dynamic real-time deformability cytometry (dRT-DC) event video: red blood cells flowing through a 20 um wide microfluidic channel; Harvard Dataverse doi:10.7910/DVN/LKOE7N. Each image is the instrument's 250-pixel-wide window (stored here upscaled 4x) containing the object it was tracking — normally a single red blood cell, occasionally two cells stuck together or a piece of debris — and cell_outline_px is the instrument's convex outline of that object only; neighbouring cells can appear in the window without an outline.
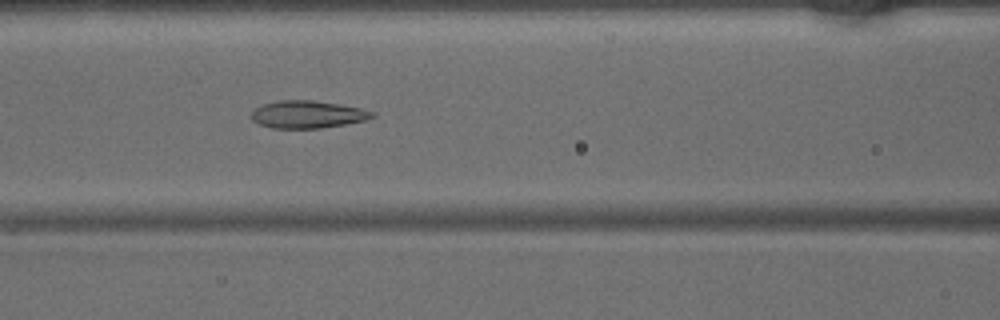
{"species": "common noctule bat (a hibernating species)", "species_latin": "Nyctalus noctula", "temperature_condition": "warm", "stored_images_in_passage": 35, "camera_frame_rate_fps": 3000, "um_per_image_px": 0.085, "animal": {"sex": "male", "body_mass_g": 15.6}, "frame": {"image": 1, "passage_image": 8, "time_ms": 2.333, "image_size_px": [1000, 320], "cell_outline_px": [[376, 116], [364, 120], [348, 124], [320, 128], [272, 128], [260, 124], [252, 120], [252, 112], [256, 108], [264, 104], [280, 100], [312, 100], [360, 108], [376, 112]], "centroid_in_image_um": [26.17, 9.73], "position_along_channel_um": 140.4, "area_um2": 19.19}}
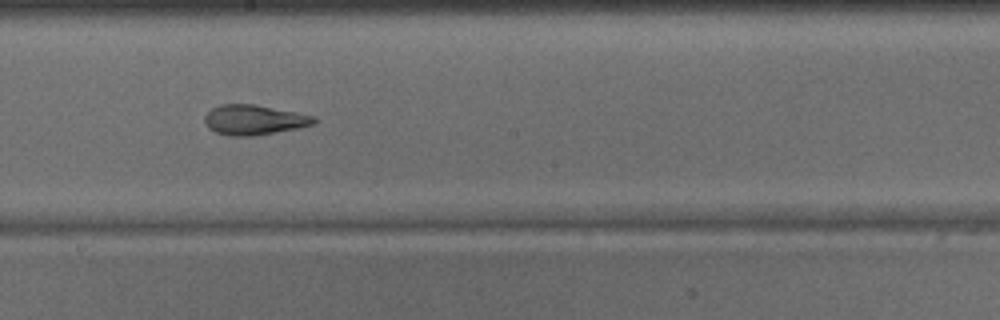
{"frame": {"image": 2, "passage_image": 14, "time_ms": 4.333, "image_size_px": [1000, 320], "cell_outline_px": [[320, 120], [312, 124], [296, 128], [252, 136], [232, 136], [216, 132], [208, 128], [204, 120], [204, 116], [212, 108], [220, 104], [252, 104], [296, 112], [316, 116]], "centroid_in_image_um": [21.59, 10.18], "position_along_channel_um": 226.6, "area_um2": 18.96}}
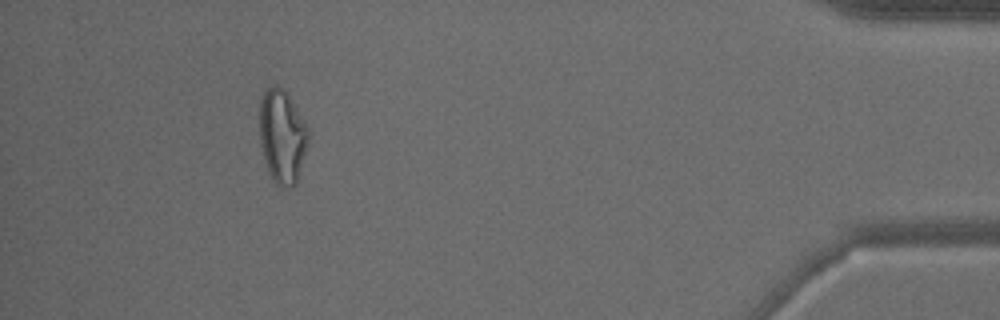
{"frame": {"image": 3, "passage_image": 31, "time_ms": 10.0, "image_size_px": [1000, 320], "cell_outline_px": [[308, 136], [296, 184], [292, 188], [280, 188], [272, 180], [268, 172], [264, 160], [260, 144], [260, 100], [264, 88], [272, 84], [276, 84], [288, 96], [296, 108], [308, 132]], "centroid_in_image_um": [23.93, 11.62], "position_along_channel_um": 411.3, "area_um2": 26.24}}